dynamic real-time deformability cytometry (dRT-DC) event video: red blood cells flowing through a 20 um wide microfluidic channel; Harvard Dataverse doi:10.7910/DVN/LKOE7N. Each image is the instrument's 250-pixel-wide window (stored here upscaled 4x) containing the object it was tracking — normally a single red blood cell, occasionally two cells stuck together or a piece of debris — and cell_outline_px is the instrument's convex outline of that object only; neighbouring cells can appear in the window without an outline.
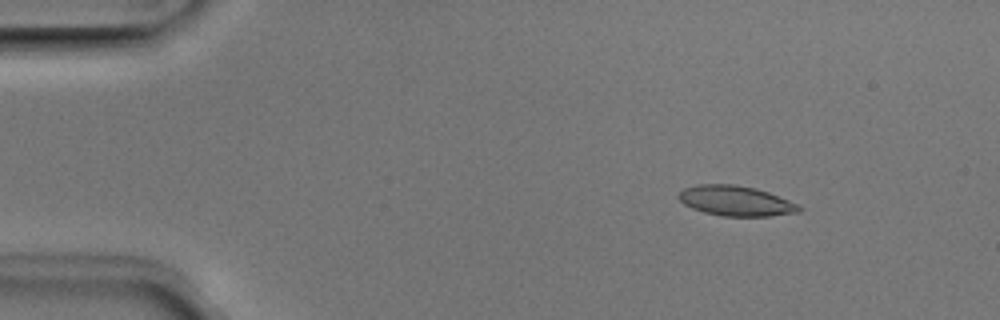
{"species": "Egyptian fruit bat (a non-hibernating species)", "species_latin": "Rousettus aegyptiacus", "temperature_condition": "room temperature", "stored_images_in_passage": 47, "camera_frame_rate_fps": 3000, "um_per_image_px": 0.085, "animal": {"sex": "male"}, "frame": {"image": 1, "passage_image": 3, "time_ms": 0.667, "image_size_px": [1000, 320], "cell_outline_px": [[804, 208], [800, 212], [772, 216], [720, 216], [704, 212], [692, 208], [684, 204], [676, 196], [684, 188], [696, 184], [736, 184], [756, 188], [768, 192], [800, 204]], "centroid_in_image_um": [62.57, 17.07], "position_along_channel_um": 22.4, "area_um2": 21.44}}
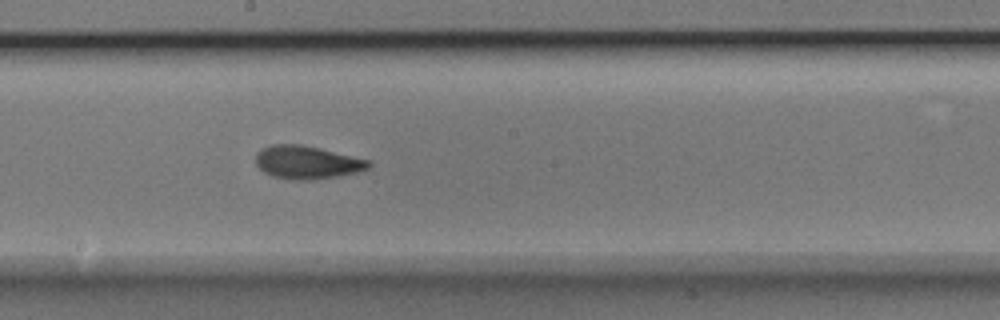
{"frame": {"image": 2, "passage_image": 24, "time_ms": 7.667, "image_size_px": [1000, 320], "cell_outline_px": [[372, 164], [368, 168], [356, 172], [340, 176], [312, 180], [292, 180], [272, 176], [264, 172], [256, 164], [256, 152], [260, 148], [272, 144], [300, 144], [320, 148], [372, 160]], "centroid_in_image_um": [26.1, 13.79], "position_along_channel_um": 222.1, "area_um2": 22.08}}
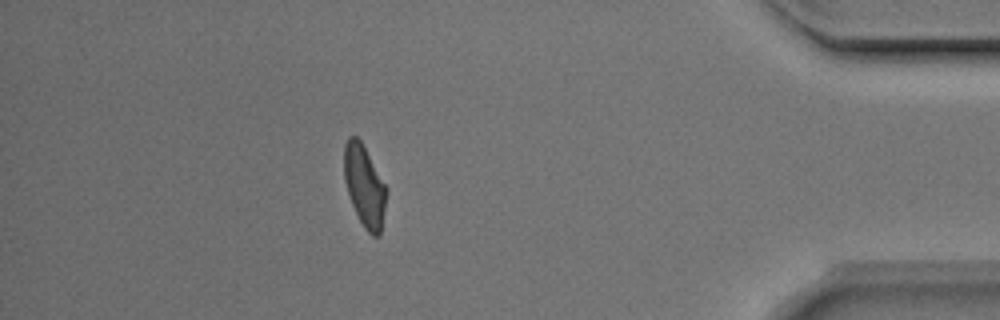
{"frame": {"image": 3, "passage_image": 41, "time_ms": 13.333, "image_size_px": [1000, 320], "cell_outline_px": [[388, 192], [380, 236], [372, 236], [364, 228], [352, 204], [344, 180], [344, 144], [348, 136], [356, 136], [360, 140], [388, 188]], "centroid_in_image_um": [31.0, 15.81], "position_along_channel_um": 404.2, "area_um2": 20.17}, "authors_computed_cell_mechanics": {"area_um2": 20.808, "velocity_mm_per_s": 3.9936, "shape_relaxation_time_tau1_ms": 3.1662, "shape_relaxation_time_tau2_ms": 2.3395, "deformation_change_tau1": 0.1359, "deformation_change_tau2": 0.0904}}